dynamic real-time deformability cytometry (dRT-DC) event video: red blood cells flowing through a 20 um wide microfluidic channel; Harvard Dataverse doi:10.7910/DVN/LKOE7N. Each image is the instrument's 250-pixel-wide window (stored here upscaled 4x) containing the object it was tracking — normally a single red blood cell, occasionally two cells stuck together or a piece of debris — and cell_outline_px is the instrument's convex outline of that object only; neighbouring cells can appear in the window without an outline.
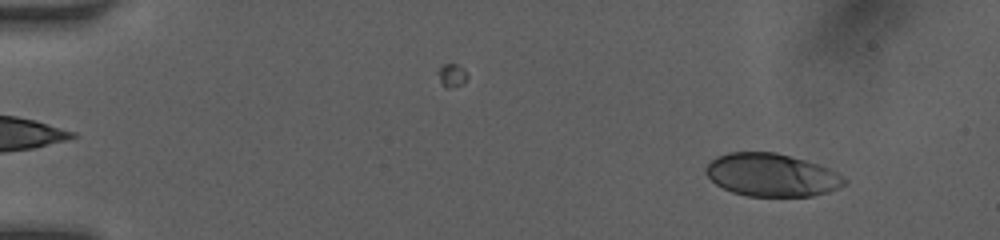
{"species": "human", "species_latin": "Homo sapiens", "temperature_condition": "room temperature", "stored_images_in_passage": 49, "camera_frame_rate_fps": 3000, "um_per_image_px": 0.085, "donor": {"sex": "female"}, "frame": {"image": 1, "passage_image": 5, "time_ms": 1.333, "image_size_px": [1000, 240], "cell_outline_px": [[848, 180], [844, 184], [828, 192], [812, 196], [748, 196], [732, 192], [716, 184], [704, 172], [704, 168], [716, 156], [728, 152], [776, 152], [804, 160], [828, 168], [836, 172]], "centroid_in_image_um": [65.56, 14.87], "position_along_channel_um": 19.4, "area_um2": 34.45}}
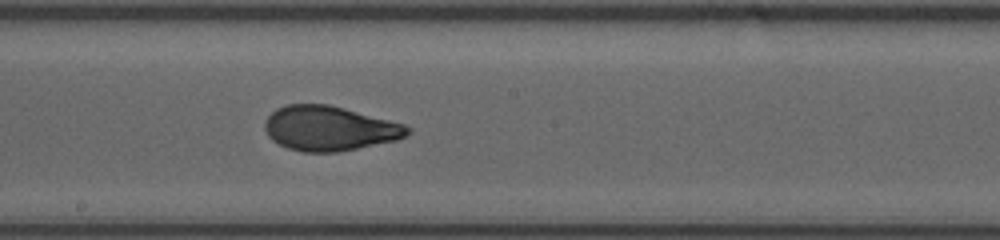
{"frame": {"image": 2, "passage_image": 28, "time_ms": 9.0, "image_size_px": [1000, 240], "cell_outline_px": [[412, 132], [396, 140], [340, 152], [304, 152], [288, 148], [272, 140], [268, 136], [264, 128], [264, 124], [268, 116], [276, 108], [288, 104], [328, 104], [344, 108], [404, 124], [412, 128]], "centroid_in_image_um": [27.99, 10.91], "position_along_channel_um": 220.2, "area_um2": 37.11}}
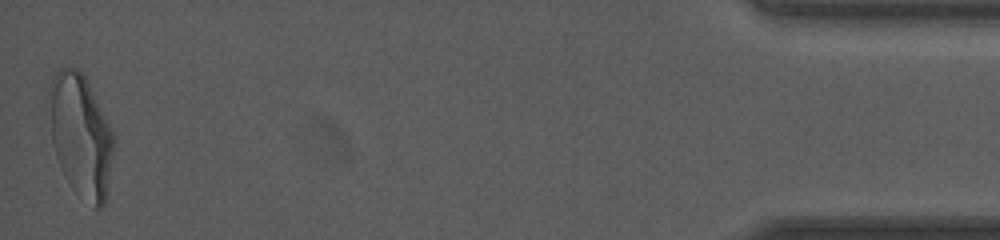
{"frame": {"image": 3, "passage_image": 49, "time_ms": 16.0, "image_size_px": [1000, 240], "cell_outline_px": [[112, 152], [104, 204], [100, 208], [96, 208], [64, 176], [60, 168], [52, 144], [44, 104], [44, 100], [52, 76], [56, 68], [60, 64], [76, 68], [84, 76], [112, 132]], "centroid_in_image_um": [6.72, 11.35], "position_along_channel_um": 428.5, "area_um2": 45.89}, "authors_computed_cell_mechanics": {"area_um2": 36.8186, "velocity_mm_per_s": 4.1666, "shape_relaxation_time_tau1_ms": 3.7874, "shape_relaxation_time_tau2_ms": 0.8725, "deformation_change_tau1": 0.1815, "deformation_change_tau2": 0.0716}}